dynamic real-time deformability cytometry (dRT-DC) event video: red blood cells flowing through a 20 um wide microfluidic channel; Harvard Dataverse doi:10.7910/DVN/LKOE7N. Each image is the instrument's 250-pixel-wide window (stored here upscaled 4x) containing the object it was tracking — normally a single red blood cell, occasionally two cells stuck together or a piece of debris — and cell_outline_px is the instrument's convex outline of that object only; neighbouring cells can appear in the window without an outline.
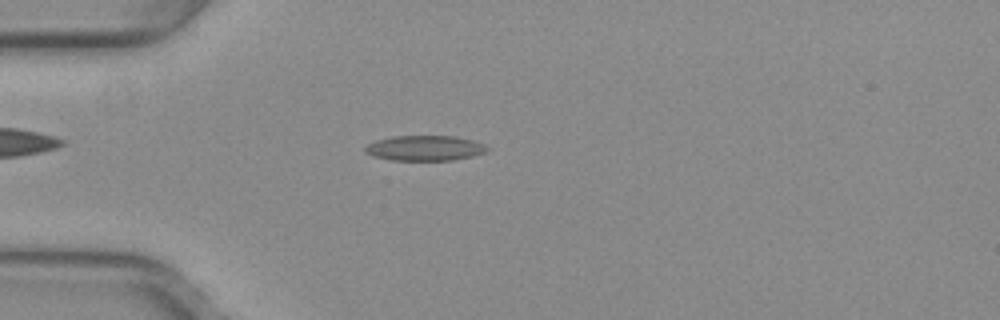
{"species": "common noctule bat (a hibernating species)", "species_latin": "Nyctalus noctula", "temperature_condition": "warm", "stored_images_in_passage": 52, "camera_frame_rate_fps": 3000, "um_per_image_px": 0.085, "animal": {"sex": "female", "body_mass_g": 29.2, "forearm_length_mm": 56.3}, "frame": {"image": 1, "passage_image": 14, "time_ms": 4.333, "image_size_px": [1000, 320], "cell_outline_px": [[488, 148], [484, 152], [472, 156], [452, 160], [392, 160], [376, 156], [368, 152], [364, 148], [368, 144], [376, 140], [392, 136], [452, 136], [472, 140], [484, 144]], "centroid_in_image_um": [36.12, 12.58], "position_along_channel_um": 48.9, "area_um2": 17.57}}
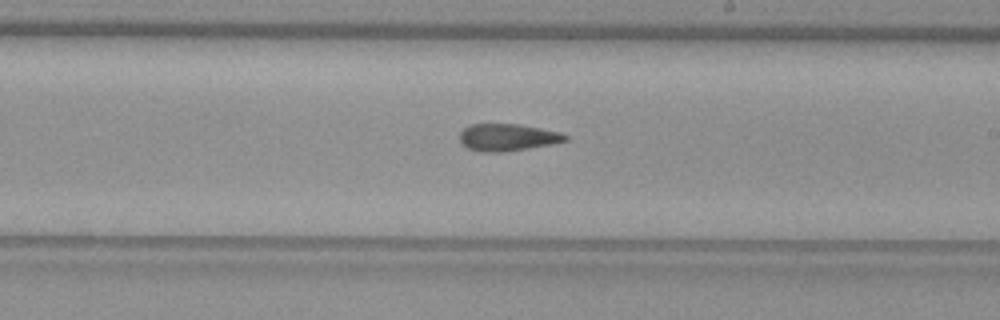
{"frame": {"image": 2, "passage_image": 30, "time_ms": 9.667, "image_size_px": [1000, 320], "cell_outline_px": [[568, 140], [552, 144], [504, 152], [480, 152], [468, 148], [460, 144], [460, 132], [468, 124], [520, 124], [560, 132], [568, 136]], "centroid_in_image_um": [43.11, 11.67], "position_along_channel_um": 245.9, "area_um2": 16.82}}
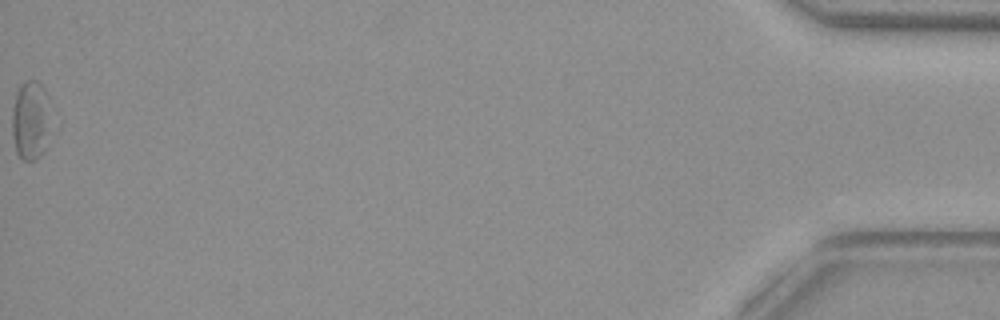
{"frame": {"image": 3, "passage_image": 52, "time_ms": 17.0, "image_size_px": [1000, 320], "cell_outline_px": [[48, 96], [44, 148], [40, 156], [36, 160], [24, 160], [16, 152], [12, 136], [12, 108], [20, 84], [24, 80], [36, 80], [44, 88]], "centroid_in_image_um": [2.52, 10.19], "position_along_channel_um": 432.7, "area_um2": 17.17}, "authors_computed_cell_mechanics": {"area_um2": 17.3978, "velocity_mm_per_s": 3.9756, "shape_relaxation_time_tau1_ms": null, "shape_relaxation_time_tau2_ms": 3.9958, "deformation_change_tau1": null, "deformation_change_tau2": 0.1256}}